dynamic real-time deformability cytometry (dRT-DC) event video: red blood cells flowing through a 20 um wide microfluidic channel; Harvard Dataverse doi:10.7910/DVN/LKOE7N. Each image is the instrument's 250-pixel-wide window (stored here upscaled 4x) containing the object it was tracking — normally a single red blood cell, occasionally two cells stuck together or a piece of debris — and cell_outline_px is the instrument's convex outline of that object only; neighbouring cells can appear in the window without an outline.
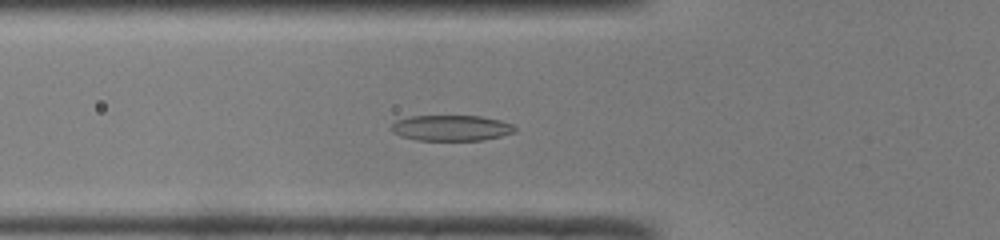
{"species": "common noctule bat (a hibernating species)", "species_latin": "Nyctalus noctula", "temperature_condition": "room temperature", "stored_images_in_passage": 48, "camera_frame_rate_fps": 3000, "um_per_image_px": 0.085, "animal": {"sex": "male", "body_mass_g": 19.0, "forearm_length_mm": 50.8}, "frame": {"image": 1, "passage_image": 16, "time_ms": 5.0, "image_size_px": [1000, 240], "cell_outline_px": [[516, 132], [484, 140], [416, 140], [400, 136], [392, 132], [388, 128], [396, 120], [412, 116], [480, 116], [500, 120], [512, 124], [516, 128]], "centroid_in_image_um": [38.33, 10.88], "position_along_channel_um": 87.5, "area_um2": 18.61}}
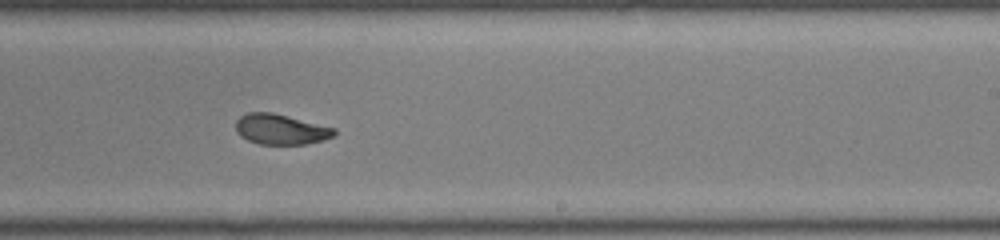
{"frame": {"image": 2, "passage_image": 29, "time_ms": 9.333, "image_size_px": [1000, 240], "cell_outline_px": [[336, 136], [324, 140], [304, 144], [260, 144], [248, 140], [240, 136], [236, 132], [236, 120], [240, 116], [248, 112], [272, 112], [336, 128]], "centroid_in_image_um": [23.87, 10.99], "position_along_channel_um": 265.1, "area_um2": 17.51}}
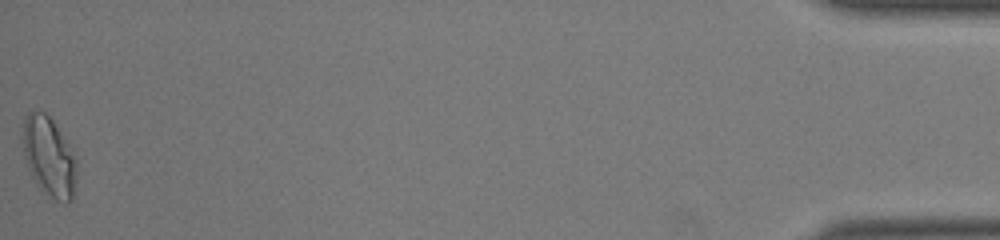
{"frame": {"image": 3, "passage_image": 48, "time_ms": 15.667, "image_size_px": [1000, 240], "cell_outline_px": [[76, 180], [72, 200], [68, 204], [64, 204], [56, 200], [40, 188], [36, 184], [28, 168], [24, 156], [24, 116], [28, 112], [36, 108], [44, 112], [52, 120], [76, 160]], "centroid_in_image_um": [4.16, 13.34], "position_along_channel_um": 431.0, "area_um2": 24.57}, "authors_computed_cell_mechanics": {"area_um2": 18.6116, "velocity_mm_per_s": 4.107, "shape_relaxation_time_tau1_ms": 4.6182, "shape_relaxation_time_tau2_ms": 1.4755, "deformation_change_tau1": 0.1949, "deformation_change_tau2": 0.0689}}